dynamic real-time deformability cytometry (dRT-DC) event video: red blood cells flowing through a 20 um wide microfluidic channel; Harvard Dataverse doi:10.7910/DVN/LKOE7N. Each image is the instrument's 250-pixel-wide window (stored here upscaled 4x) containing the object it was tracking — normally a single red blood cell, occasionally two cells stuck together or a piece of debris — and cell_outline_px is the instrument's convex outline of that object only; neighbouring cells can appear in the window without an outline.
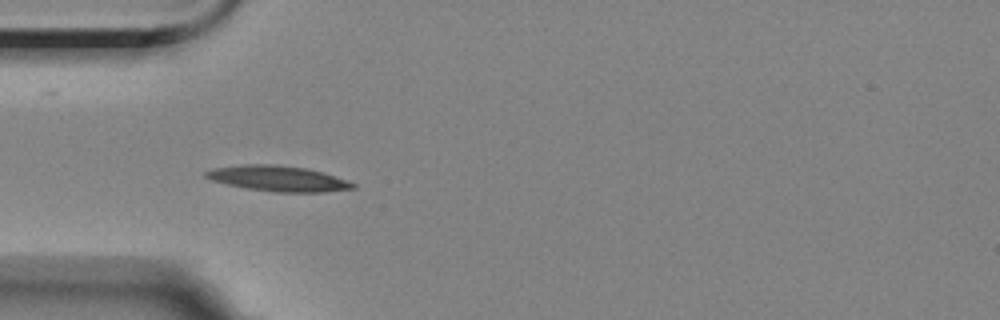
{"species": "Egyptian fruit bat (a non-hibernating species)", "species_latin": "Rousettus aegyptiacus", "temperature_condition": "room temperature", "stored_images_in_passage": 2, "camera_frame_rate_fps": 3000, "um_per_image_px": 0.085, "animal": {"sex": "female"}, "frame": {"image": 1, "passage_image": 1, "time_ms": 0.0, "image_size_px": [1000, 320], "cell_outline_px": [[356, 188], [324, 192], [276, 192], [248, 188], [228, 184], [212, 180], [204, 176], [204, 172], [212, 168], [244, 164], [276, 164], [308, 168], [324, 172], [348, 180], [356, 184]], "centroid_in_image_um": [23.68, 15.16], "position_along_channel_um": 61.3, "area_um2": 21.96}}
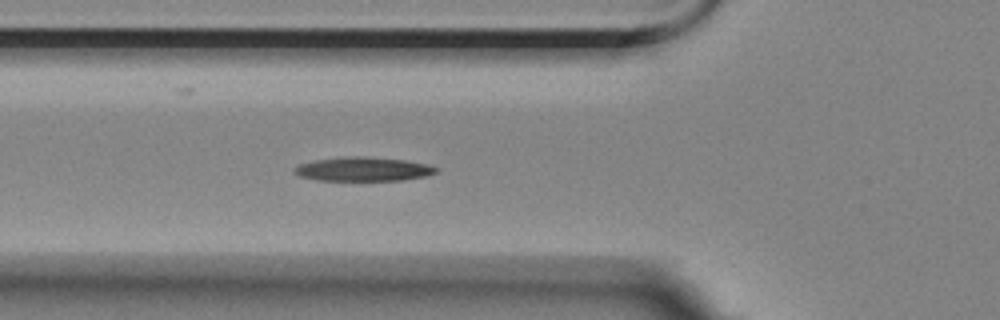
{"frame": {"image": 2, "passage_image": 2, "time_ms": 1.0, "image_size_px": [1000, 320], "cell_outline_px": [[440, 172], [428, 176], [404, 180], [316, 180], [300, 176], [292, 172], [292, 168], [300, 164], [316, 160], [340, 156], [368, 156], [404, 160], [428, 164], [440, 168]], "centroid_in_image_um": [30.92, 14.37], "position_along_channel_um": 94.9, "area_um2": 20.17}}